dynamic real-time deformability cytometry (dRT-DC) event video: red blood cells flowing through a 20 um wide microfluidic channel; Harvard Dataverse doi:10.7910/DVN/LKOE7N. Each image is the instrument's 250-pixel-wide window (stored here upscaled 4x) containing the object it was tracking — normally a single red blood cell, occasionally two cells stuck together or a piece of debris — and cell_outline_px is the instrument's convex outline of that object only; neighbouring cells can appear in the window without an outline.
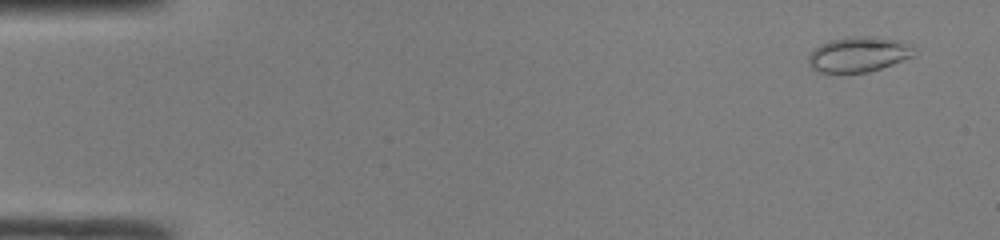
{"species": "common noctule bat (a hibernating species)", "species_latin": "Nyctalus noctula", "temperature_condition": "room temperature", "stored_images_in_passage": 45, "camera_frame_rate_fps": 3000, "um_per_image_px": 0.085, "animal": {"sex": "male", "body_mass_g": 19.0, "forearm_length_mm": 50.8}, "frame": {"image": 1, "passage_image": 3, "time_ms": 0.667, "image_size_px": [1000, 240], "cell_outline_px": [[916, 56], [868, 72], [820, 72], [812, 68], [808, 64], [808, 56], [820, 44], [832, 40], [848, 36], [876, 36], [896, 40], [912, 48]], "centroid_in_image_um": [72.96, 4.62], "position_along_channel_um": 12.0, "area_um2": 21.39}}
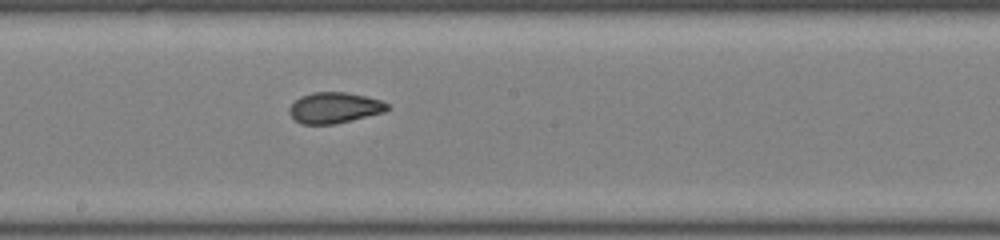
{"frame": {"image": 2, "passage_image": 27, "time_ms": 8.667, "image_size_px": [1000, 240], "cell_outline_px": [[388, 108], [384, 112], [336, 124], [300, 124], [288, 112], [288, 108], [300, 96], [312, 92], [344, 92], [364, 96], [380, 100], [388, 104]], "centroid_in_image_um": [28.39, 9.16], "position_along_channel_um": 219.8, "area_um2": 17.51}}
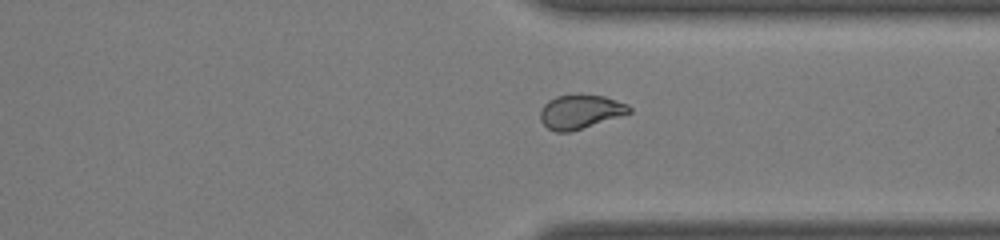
{"frame": {"image": 3, "passage_image": 37, "time_ms": 12.0, "image_size_px": [1000, 240], "cell_outline_px": [[632, 112], [620, 116], [568, 132], [556, 132], [548, 128], [540, 120], [540, 112], [544, 104], [548, 100], [556, 96], [580, 92], [604, 96], [628, 104], [632, 108]], "centroid_in_image_um": [49.32, 9.45], "position_along_channel_um": 362.1, "area_um2": 17.86}}